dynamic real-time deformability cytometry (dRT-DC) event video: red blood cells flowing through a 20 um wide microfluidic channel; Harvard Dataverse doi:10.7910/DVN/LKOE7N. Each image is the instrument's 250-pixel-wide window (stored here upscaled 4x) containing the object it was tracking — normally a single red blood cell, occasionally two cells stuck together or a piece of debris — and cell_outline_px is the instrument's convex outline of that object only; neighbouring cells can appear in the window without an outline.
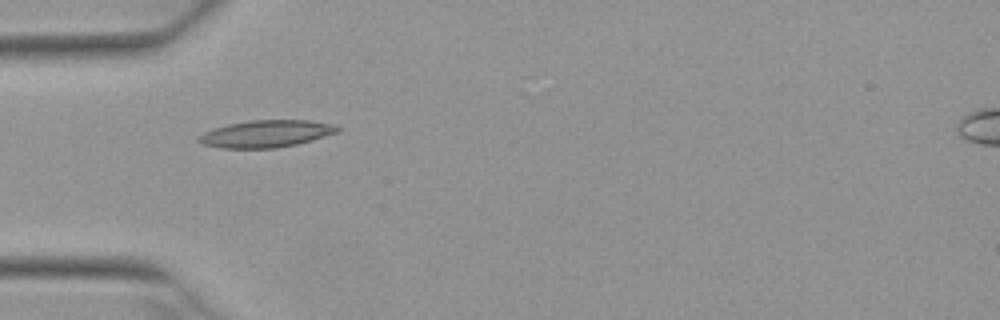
{"species": "Egyptian fruit bat (a non-hibernating species)", "species_latin": "Rousettus aegyptiacus", "temperature_condition": "warm", "stored_images_in_passage": 5, "camera_frame_rate_fps": 3000, "um_per_image_px": 0.085, "animal": {"sex": "female"}, "frame": {"image": 1, "passage_image": 3, "time_ms": 0.667, "image_size_px": [1000, 320], "cell_outline_px": [[340, 132], [312, 140], [296, 144], [276, 148], [220, 148], [204, 144], [196, 140], [204, 132], [228, 124], [252, 120], [312, 120], [336, 124], [340, 128]], "centroid_in_image_um": [22.69, 11.36], "position_along_channel_um": 62.3, "area_um2": 21.96}}
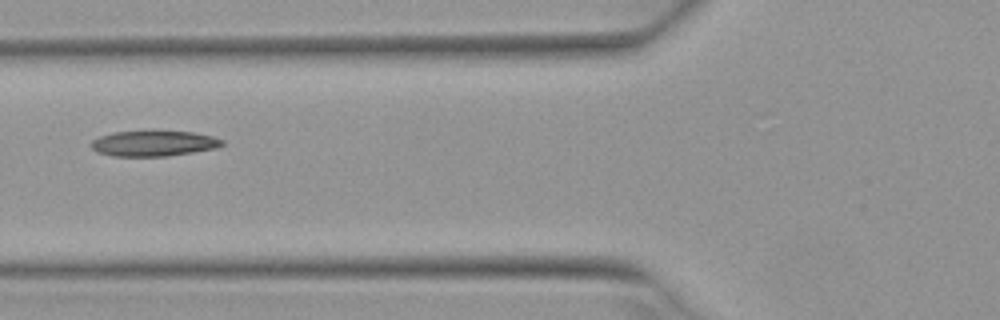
{"frame": {"image": 2, "passage_image": 4, "time_ms": 1.0, "image_size_px": [1000, 320], "cell_outline_px": [[224, 144], [216, 148], [168, 156], [112, 156], [96, 152], [88, 144], [92, 140], [100, 136], [112, 132], [152, 128], [192, 132], [212, 136], [224, 140]], "centroid_in_image_um": [13.02, 12.14], "position_along_channel_um": 112.8, "area_um2": 20.46}}
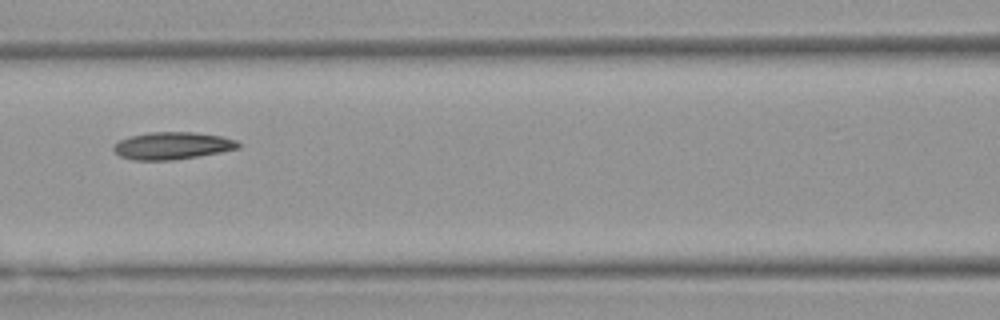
{"frame": {"image": 3, "passage_image": 5, "time_ms": 1.333, "image_size_px": [1000, 320], "cell_outline_px": [[240, 148], [220, 152], [172, 160], [132, 160], [120, 156], [112, 148], [112, 144], [120, 140], [132, 136], [148, 132], [192, 132], [220, 136], [236, 140], [240, 144]], "centroid_in_image_um": [14.62, 12.38], "position_along_channel_um": 152.0, "area_um2": 19.71}}